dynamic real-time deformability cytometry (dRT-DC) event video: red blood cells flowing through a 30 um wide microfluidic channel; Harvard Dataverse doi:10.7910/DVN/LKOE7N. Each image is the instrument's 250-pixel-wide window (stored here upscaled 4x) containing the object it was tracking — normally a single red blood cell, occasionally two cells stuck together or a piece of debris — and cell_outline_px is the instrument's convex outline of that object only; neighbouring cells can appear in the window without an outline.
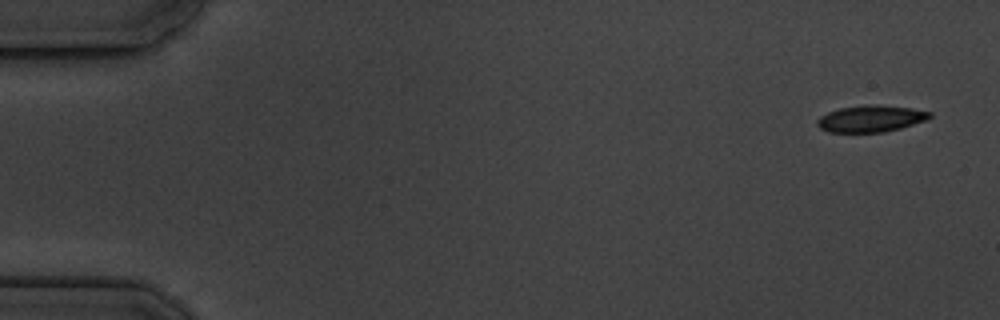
{"species": "common noctule bat (a hibernating species)", "species_latin": "Nyctalus noctula", "temperature_condition": "cold", "stored_images_in_passage": 5, "camera_frame_rate_fps": 3000, "um_per_image_px": 0.085, "animal": {"sex": "male", "body_mass_g": 19.5, "forearm_length_mm": 54.6}, "frame": {"image": 1, "passage_image": 1, "time_ms": 0.0, "image_size_px": [1000, 320], "cell_outline_px": [[932, 116], [928, 120], [900, 128], [884, 132], [828, 132], [820, 128], [816, 124], [816, 120], [820, 116], [828, 112], [840, 108], [868, 104], [876, 104], [912, 108], [932, 112]], "centroid_in_image_um": [74.03, 10.08], "position_along_channel_um": 11.0, "area_um2": 17.63}}
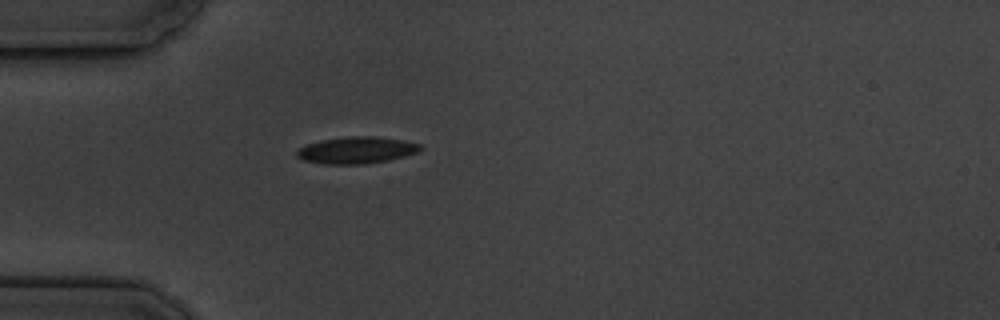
{"frame": {"image": 2, "passage_image": 5, "time_ms": 4.667, "image_size_px": [1000, 320], "cell_outline_px": [[424, 148], [420, 152], [388, 160], [364, 164], [324, 164], [304, 160], [296, 156], [296, 152], [300, 148], [308, 144], [324, 140], [348, 136], [376, 136], [400, 140], [420, 144]], "centroid_in_image_um": [30.34, 12.77], "position_along_channel_um": 54.7, "area_um2": 19.13}}